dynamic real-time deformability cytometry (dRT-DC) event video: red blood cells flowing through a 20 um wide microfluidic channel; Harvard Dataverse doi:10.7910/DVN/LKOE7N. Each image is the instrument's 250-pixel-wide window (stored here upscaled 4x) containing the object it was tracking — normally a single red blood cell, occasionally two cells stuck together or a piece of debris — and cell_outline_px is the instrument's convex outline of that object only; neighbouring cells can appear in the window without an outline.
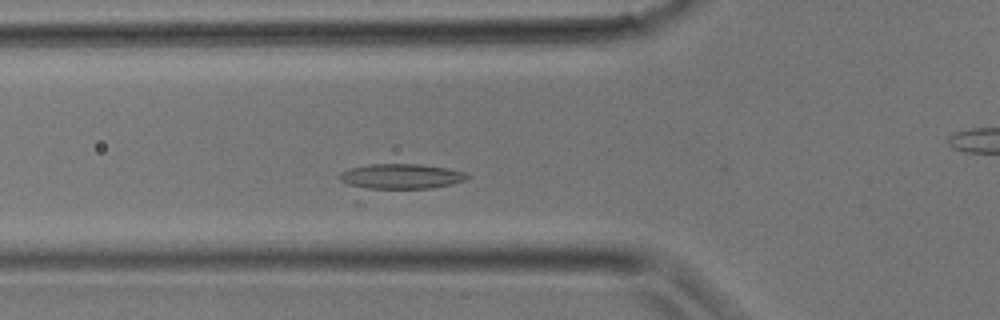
{"species": "common noctule bat (a hibernating species)", "species_latin": "Nyctalus noctula", "temperature_condition": "room temperature", "stored_images_in_passage": 20, "camera_frame_rate_fps": 3000, "um_per_image_px": 0.085, "animal": {"sex": "male", "body_mass_g": 17.9}, "frame": {"image": 1, "passage_image": 8, "time_ms": 2.333, "image_size_px": [1000, 320], "cell_outline_px": [[472, 176], [468, 180], [452, 184], [364, 204], [356, 204], [340, 180], [340, 172], [352, 168], [368, 164], [420, 164], [448, 168], [464, 172]], "centroid_in_image_um": [33.65, 15.34], "position_along_channel_um": 92.1, "area_um2": 24.68}}
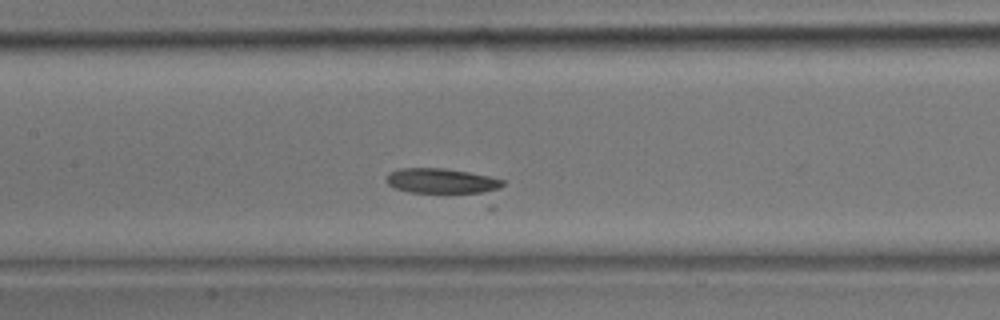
{"frame": {"image": 2, "passage_image": 12, "time_ms": 3.667, "image_size_px": [1000, 320], "cell_outline_px": [[504, 184], [488, 192], [408, 192], [396, 188], [388, 184], [388, 172], [400, 168], [444, 168], [468, 172], [488, 176], [504, 180]], "centroid_in_image_um": [37.5, 15.36], "position_along_channel_um": 169.9, "area_um2": 16.59}}
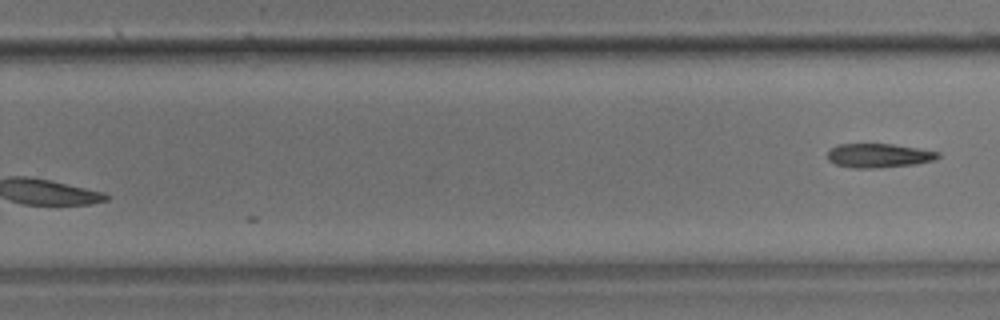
{"frame": {"image": 3, "passage_image": 20, "time_ms": 6.333, "image_size_px": [1000, 320], "cell_outline_px": [[940, 156], [936, 160], [916, 164], [880, 168], [852, 168], [836, 164], [828, 160], [828, 152], [836, 144], [892, 144], [940, 152]], "centroid_in_image_um": [74.71, 13.23], "position_along_channel_um": 255.1, "area_um2": 15.55}}